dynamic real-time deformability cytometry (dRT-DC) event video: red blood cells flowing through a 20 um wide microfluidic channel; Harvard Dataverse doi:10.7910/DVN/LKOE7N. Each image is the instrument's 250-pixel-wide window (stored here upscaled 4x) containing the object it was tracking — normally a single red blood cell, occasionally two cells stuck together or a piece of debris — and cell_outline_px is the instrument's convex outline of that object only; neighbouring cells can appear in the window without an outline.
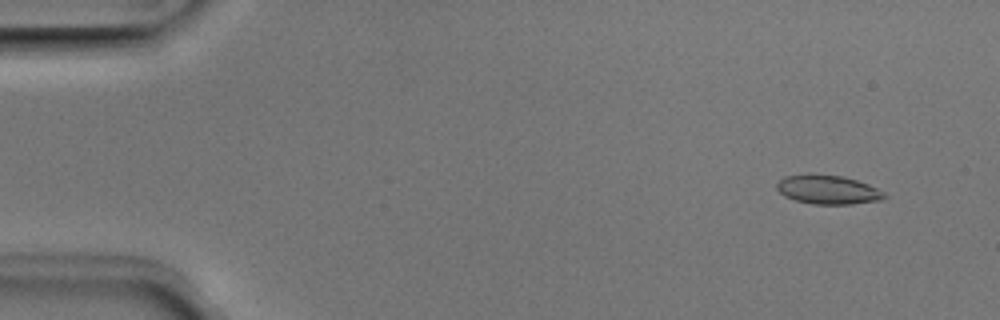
{"species": "Egyptian fruit bat (a non-hibernating species)", "species_latin": "Rousettus aegyptiacus", "temperature_condition": "room temperature", "stored_images_in_passage": 51, "camera_frame_rate_fps": 3000, "um_per_image_px": 0.085, "animal": {"sex": "male"}, "frame": {"image": 1, "passage_image": 4, "time_ms": 1.0, "image_size_px": [1000, 320], "cell_outline_px": [[888, 196], [884, 200], [852, 204], [812, 204], [796, 200], [784, 196], [776, 188], [776, 184], [784, 176], [808, 172], [840, 176], [856, 180], [868, 184], [884, 192]], "centroid_in_image_um": [70.36, 16.11], "position_along_channel_um": 14.6, "area_um2": 18.5}}
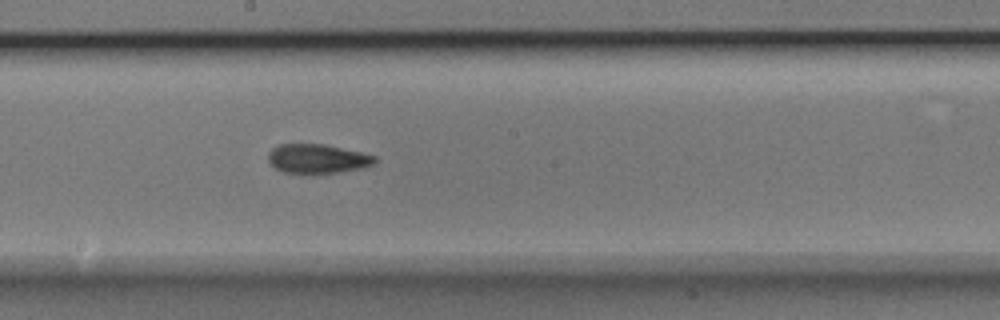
{"frame": {"image": 2, "passage_image": 28, "time_ms": 9.0, "image_size_px": [1000, 320], "cell_outline_px": [[376, 164], [360, 168], [312, 176], [284, 172], [276, 168], [268, 160], [268, 152], [272, 148], [280, 144], [324, 144], [360, 152], [376, 156]], "centroid_in_image_um": [26.96, 13.52], "position_along_channel_um": 221.2, "area_um2": 18.5}}
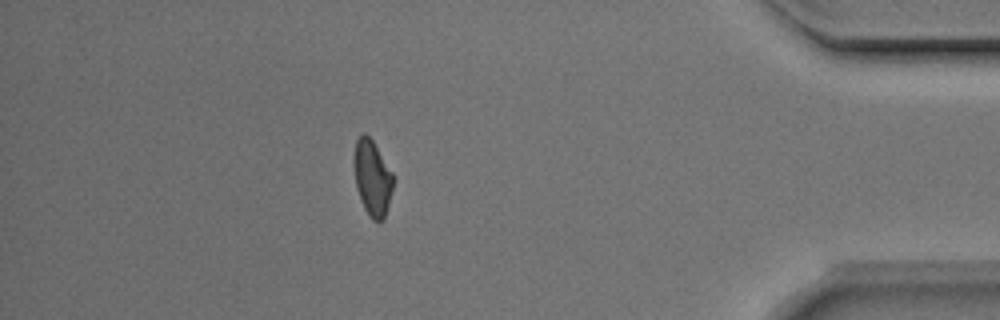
{"frame": {"image": 3, "passage_image": 45, "time_ms": 14.667, "image_size_px": [1000, 320], "cell_outline_px": [[392, 188], [384, 220], [372, 220], [368, 216], [360, 200], [356, 188], [352, 164], [352, 160], [356, 140], [364, 132], [372, 140], [392, 172]], "centroid_in_image_um": [31.59, 15.12], "position_along_channel_um": 403.6, "area_um2": 17.28}, "authors_computed_cell_mechanics": {"area_um2": 18.0914, "velocity_mm_per_s": 3.971, "shape_relaxation_time_tau1_ms": 4.1951, "shape_relaxation_time_tau2_ms": 2.0759, "deformation_change_tau1": 0.1514, "deformation_change_tau2": 0.0865}}